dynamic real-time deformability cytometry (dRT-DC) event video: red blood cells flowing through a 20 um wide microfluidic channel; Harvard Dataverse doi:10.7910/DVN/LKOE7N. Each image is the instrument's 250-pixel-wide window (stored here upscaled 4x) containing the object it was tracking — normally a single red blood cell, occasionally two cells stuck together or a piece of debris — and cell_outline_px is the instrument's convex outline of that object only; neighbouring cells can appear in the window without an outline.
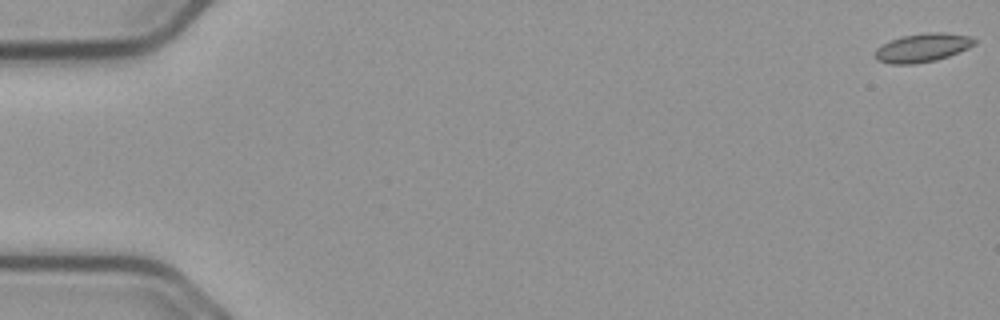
{"species": "common noctule bat (a hibernating species)", "species_latin": "Nyctalus noctula", "temperature_condition": "cold", "stored_images_in_passage": 56, "camera_frame_rate_fps": 3000, "um_per_image_px": 0.085, "animal": {"sex": "male", "body_mass_g": 23.1, "forearm_length_mm": 52.7}, "frame": {"image": 1, "passage_image": 1, "time_ms": 0.0, "image_size_px": [1000, 320], "cell_outline_px": [[976, 44], [968, 48], [948, 56], [936, 60], [916, 64], [892, 64], [876, 60], [876, 48], [900, 36], [924, 32], [944, 32], [968, 36], [976, 40]], "centroid_in_image_um": [78.42, 4.05], "position_along_channel_um": 6.6, "area_um2": 16.53}}
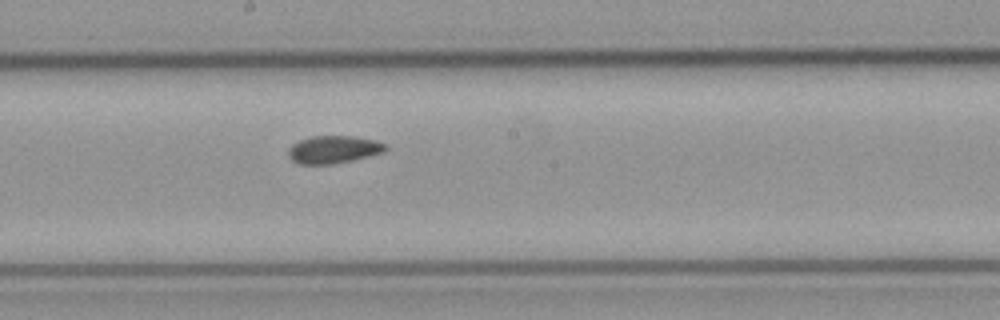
{"frame": {"image": 2, "passage_image": 31, "time_ms": 10.0, "image_size_px": [1000, 320], "cell_outline_px": [[388, 148], [384, 152], [352, 160], [332, 164], [300, 164], [292, 160], [288, 156], [288, 148], [292, 144], [300, 140], [312, 136], [352, 136], [376, 140], [388, 144]], "centroid_in_image_um": [28.36, 12.7], "position_along_channel_um": 219.8, "area_um2": 15.72}}
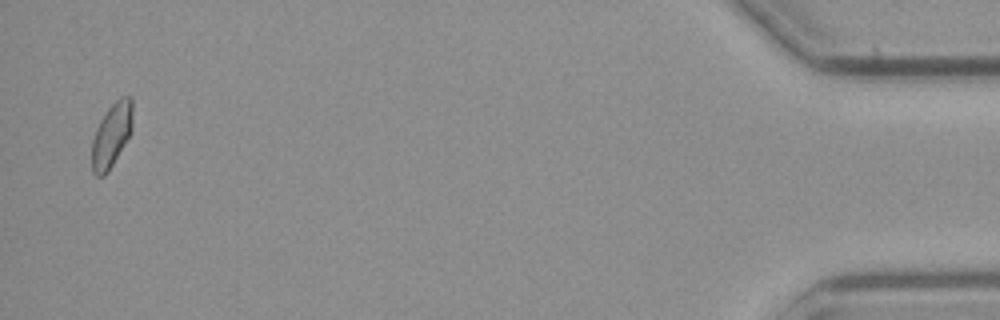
{"frame": {"image": 3, "passage_image": 55, "time_ms": 18.0, "image_size_px": [1000, 320], "cell_outline_px": [[132, 128], [128, 136], [108, 172], [104, 176], [96, 176], [92, 172], [92, 140], [96, 128], [100, 120], [108, 108], [120, 96], [132, 96]], "centroid_in_image_um": [9.47, 11.46], "position_along_channel_um": 425.7, "area_um2": 15.09}, "authors_computed_cell_mechanics": {"area_um2": 15.6349, "velocity_mm_per_s": 3.7158, "shape_relaxation_time_tau1_ms": null, "shape_relaxation_time_tau2_ms": 3.0209, "deformation_change_tau1": null, "deformation_change_tau2": 0.0529}}